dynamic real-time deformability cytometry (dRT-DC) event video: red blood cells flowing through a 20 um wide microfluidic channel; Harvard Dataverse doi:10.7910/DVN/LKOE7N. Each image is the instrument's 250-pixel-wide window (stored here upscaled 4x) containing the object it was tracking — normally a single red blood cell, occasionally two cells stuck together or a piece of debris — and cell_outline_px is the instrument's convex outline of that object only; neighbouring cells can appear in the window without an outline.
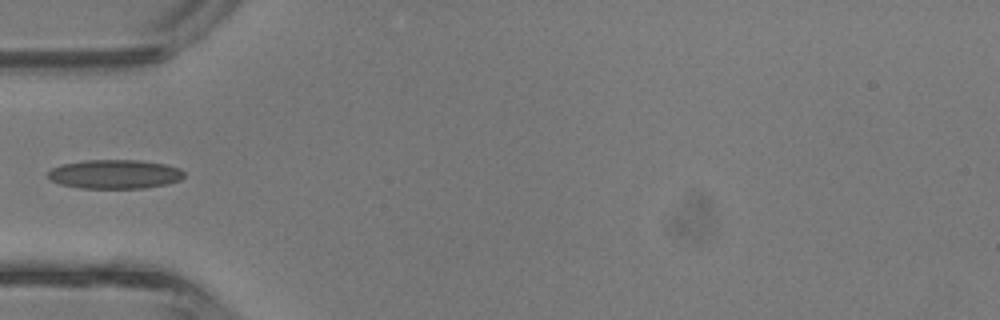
{"species": "common noctule bat (a hibernating species)", "species_latin": "Nyctalus noctula", "temperature_condition": "room temperature", "stored_images_in_passage": 3, "camera_frame_rate_fps": 3000, "um_per_image_px": 0.085, "animal": {"sex": "male", "body_mass_g": 13.3}, "frame": {"image": 1, "passage_image": 3, "time_ms": 0.667, "image_size_px": [1000, 320], "cell_outline_px": [[184, 176], [180, 180], [168, 184], [144, 188], [80, 188], [60, 184], [52, 180], [48, 176], [48, 172], [52, 168], [64, 164], [88, 160], [140, 160], [164, 164], [180, 168], [184, 172]], "centroid_in_image_um": [9.79, 14.81], "position_along_channel_um": 75.2, "area_um2": 22.95}}